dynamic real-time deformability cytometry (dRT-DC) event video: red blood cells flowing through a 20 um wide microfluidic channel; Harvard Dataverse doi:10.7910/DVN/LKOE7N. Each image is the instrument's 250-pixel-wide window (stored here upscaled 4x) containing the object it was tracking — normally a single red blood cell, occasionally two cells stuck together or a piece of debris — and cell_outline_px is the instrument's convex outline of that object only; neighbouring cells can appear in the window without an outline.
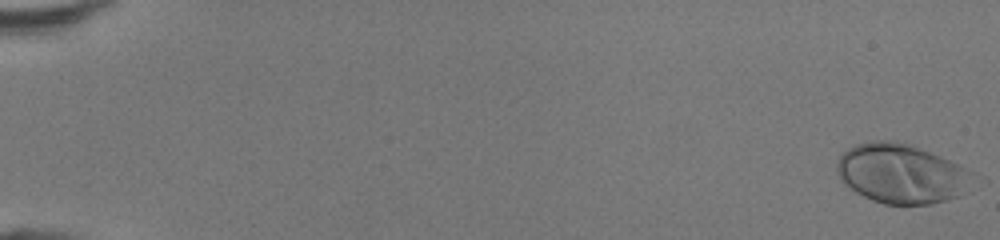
{"species": "human", "species_latin": "Homo sapiens", "temperature_condition": "room temperature", "stored_images_in_passage": 48, "camera_frame_rate_fps": 3000, "um_per_image_px": 0.085, "donor": {"sex": "female"}, "frame": {"image": 1, "passage_image": 1, "time_ms": 0.0, "image_size_px": [1000, 240], "cell_outline_px": [[972, 172], [956, 196], [944, 200], [928, 204], [884, 204], [872, 200], [856, 192], [840, 180], [836, 172], [836, 164], [840, 156], [848, 148], [856, 144], [868, 140], [896, 140], [908, 144], [948, 160]], "centroid_in_image_um": [76.45, 14.73], "position_along_channel_um": 8.5, "area_um2": 45.89}}
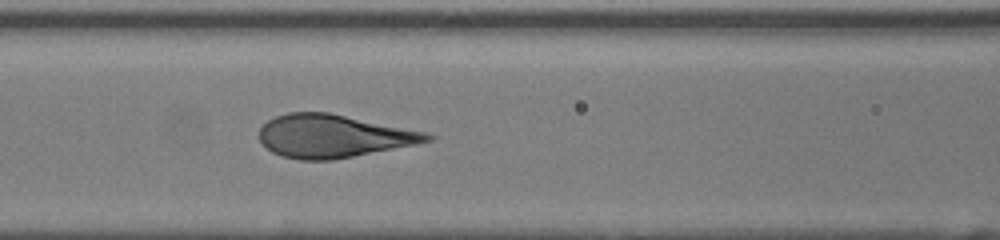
{"frame": {"image": 2, "passage_image": 23, "time_ms": 7.333, "image_size_px": [1000, 240], "cell_outline_px": [[436, 136], [432, 140], [416, 144], [332, 160], [300, 160], [280, 156], [272, 152], [260, 140], [260, 128], [268, 120], [276, 116], [288, 112], [328, 112], [428, 132]], "centroid_in_image_um": [28.34, 11.56], "position_along_channel_um": 138.3, "area_um2": 41.91}}
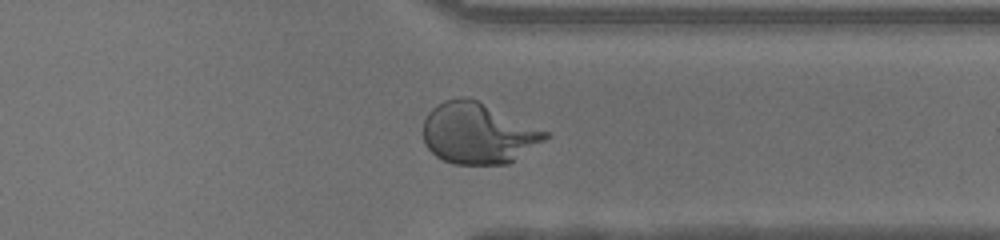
{"frame": {"image": 3, "passage_image": 39, "time_ms": 12.667, "image_size_px": [1000, 240], "cell_outline_px": [[552, 136], [508, 164], [452, 164], [436, 156], [424, 144], [424, 120], [428, 112], [432, 108], [444, 100], [460, 96], [468, 96], [548, 132]], "centroid_in_image_um": [40.62, 11.33], "position_along_channel_um": 370.8, "area_um2": 43.35}, "authors_computed_cell_mechanics": {"area_um2": 43.0899, "velocity_mm_per_s": 4.3637, "shape_relaxation_time_tau1_ms": 5.5527, "shape_relaxation_time_tau2_ms": null, "deformation_change_tau1": 0.3121, "deformation_change_tau2": null}}